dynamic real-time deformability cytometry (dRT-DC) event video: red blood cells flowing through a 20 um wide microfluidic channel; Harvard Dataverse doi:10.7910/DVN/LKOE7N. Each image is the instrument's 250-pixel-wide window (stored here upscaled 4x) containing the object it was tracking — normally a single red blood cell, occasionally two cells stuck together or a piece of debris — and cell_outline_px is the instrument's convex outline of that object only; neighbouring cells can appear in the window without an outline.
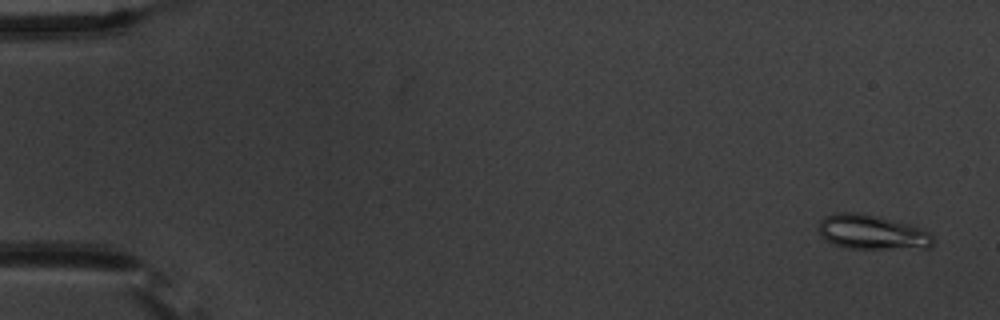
{"species": "common noctule bat (a hibernating species)", "species_latin": "Nyctalus noctula", "temperature_condition": "warm", "stored_images_in_passage": 6, "camera_frame_rate_fps": 3000, "um_per_image_px": 0.085, "animal": {"sex": "male", "body_mass_g": 20.1, "forearm_length_mm": 53.5}, "frame": {"image": 1, "passage_image": 1, "time_ms": 0.0, "image_size_px": [1000, 320], "cell_outline_px": [[932, 244], [928, 248], [848, 248], [836, 244], [820, 236], [820, 220], [824, 216], [836, 212], [860, 212], [916, 224], [928, 232], [932, 236]], "centroid_in_image_um": [74.15, 19.7], "position_along_channel_um": 10.8, "area_um2": 23.18}}